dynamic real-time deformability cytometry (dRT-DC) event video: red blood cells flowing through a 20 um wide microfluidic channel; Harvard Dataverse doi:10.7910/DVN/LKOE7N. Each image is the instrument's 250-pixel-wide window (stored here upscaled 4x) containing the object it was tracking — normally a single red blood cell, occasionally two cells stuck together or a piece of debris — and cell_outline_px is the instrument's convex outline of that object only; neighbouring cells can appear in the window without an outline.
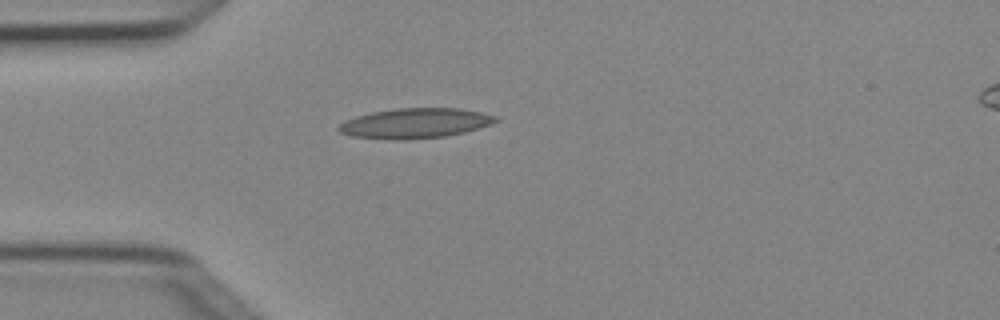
{"species": "Egyptian fruit bat (a non-hibernating species)", "species_latin": "Rousettus aegyptiacus", "temperature_condition": "cold", "stored_images_in_passage": 3, "camera_frame_rate_fps": 3000, "um_per_image_px": 0.085, "animal": {"sex": "female"}, "frame": {"image": 1, "passage_image": 3, "time_ms": 0.667, "image_size_px": [1000, 320], "cell_outline_px": [[500, 120], [464, 132], [444, 136], [404, 140], [392, 140], [352, 136], [340, 132], [336, 128], [344, 120], [356, 116], [372, 112], [396, 108], [460, 108], [480, 112], [496, 116]], "centroid_in_image_um": [35.23, 10.47], "position_along_channel_um": 49.8, "area_um2": 27.34}}